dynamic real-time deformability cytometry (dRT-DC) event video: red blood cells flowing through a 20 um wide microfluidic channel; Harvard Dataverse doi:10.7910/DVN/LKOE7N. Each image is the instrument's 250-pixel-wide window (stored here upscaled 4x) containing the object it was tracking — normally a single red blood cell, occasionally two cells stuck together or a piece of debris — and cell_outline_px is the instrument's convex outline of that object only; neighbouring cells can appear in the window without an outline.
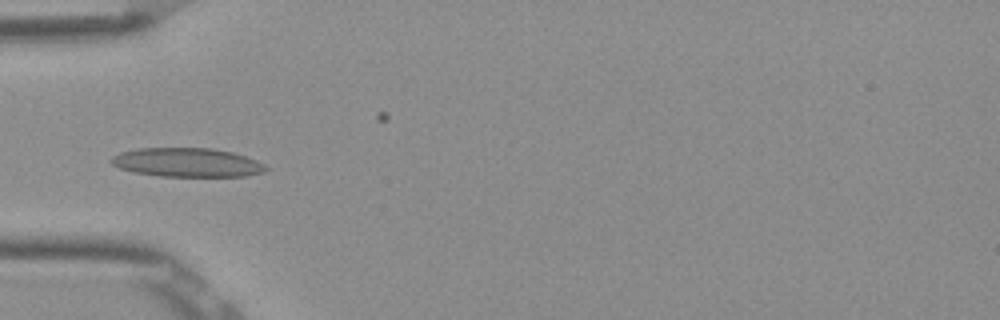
{"species": "Egyptian fruit bat (a non-hibernating species)", "species_latin": "Rousettus aegyptiacus", "temperature_condition": "room temperature", "stored_images_in_passage": 7, "camera_frame_rate_fps": 3000, "um_per_image_px": 0.085, "frame": {"image": 1, "passage_image": 4, "time_ms": 1.0, "image_size_px": [1000, 320], "cell_outline_px": [[268, 168], [264, 172], [244, 176], [160, 176], [136, 172], [120, 168], [112, 164], [108, 160], [112, 156], [120, 152], [140, 148], [212, 148], [232, 152], [256, 160], [264, 164]], "centroid_in_image_um": [15.89, 13.8], "position_along_channel_um": 69.1, "area_um2": 25.95}}
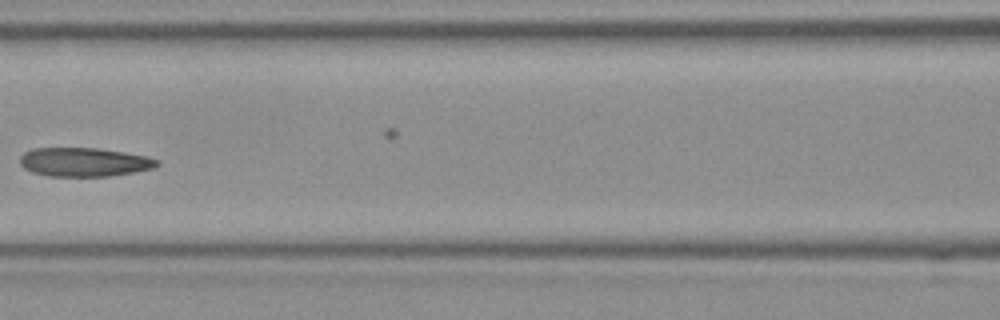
{"frame": {"image": 2, "passage_image": 6, "time_ms": 1.667, "image_size_px": [1000, 320], "cell_outline_px": [[160, 164], [152, 168], [132, 172], [108, 176], [48, 176], [32, 172], [24, 168], [20, 164], [20, 156], [24, 152], [32, 148], [96, 148], [124, 152], [148, 156], [160, 160]], "centroid_in_image_um": [7.14, 13.77], "position_along_channel_um": 159.5, "area_um2": 23.06}}
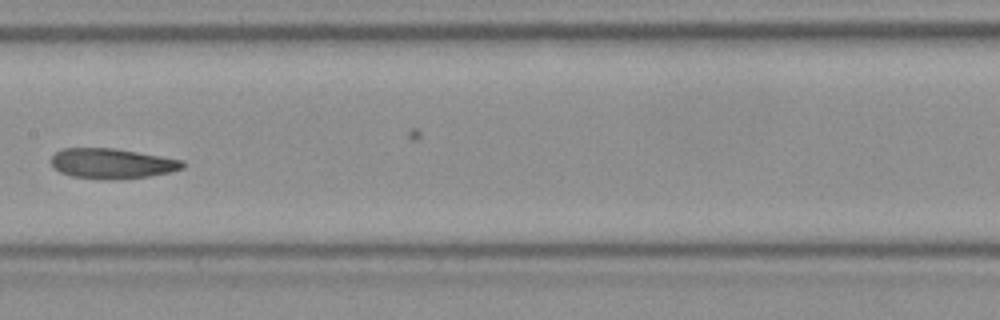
{"frame": {"image": 3, "passage_image": 7, "time_ms": 2.0, "image_size_px": [1000, 320], "cell_outline_px": [[184, 168], [168, 172], [148, 176], [112, 180], [108, 180], [72, 176], [60, 172], [52, 168], [52, 156], [56, 152], [64, 148], [112, 148], [184, 160]], "centroid_in_image_um": [9.49, 13.9], "position_along_channel_um": 197.9, "area_um2": 22.95}}